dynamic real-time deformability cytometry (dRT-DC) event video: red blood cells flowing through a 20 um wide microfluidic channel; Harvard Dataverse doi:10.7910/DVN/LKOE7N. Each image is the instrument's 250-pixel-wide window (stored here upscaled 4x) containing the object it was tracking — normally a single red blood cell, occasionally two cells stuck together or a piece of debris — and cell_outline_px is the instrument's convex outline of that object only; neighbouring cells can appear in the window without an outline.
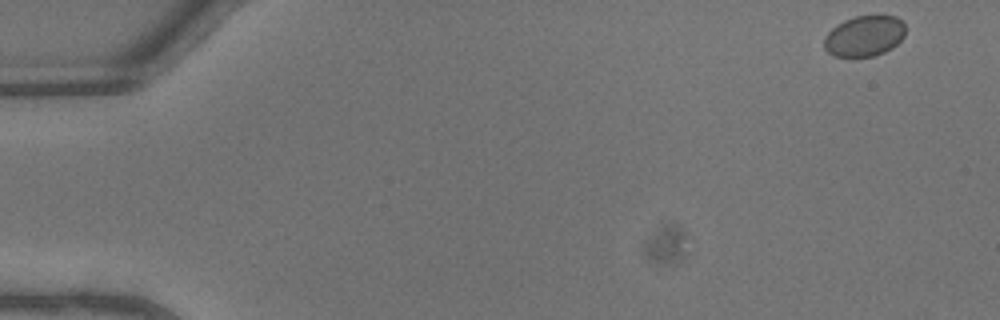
{"species": "common noctule bat (a hibernating species)", "species_latin": "Nyctalus noctula", "temperature_condition": "warm", "stored_images_in_passage": 11, "camera_frame_rate_fps": 3000, "um_per_image_px": 0.085, "animal": {"sex": "male", "body_mass_g": 13.3}, "frame": {"image": 1, "passage_image": 1, "time_ms": 0.0, "image_size_px": [1000, 320], "cell_outline_px": [[904, 36], [892, 48], [876, 56], [832, 56], [824, 48], [824, 36], [836, 24], [844, 20], [856, 16], [896, 16], [904, 24]], "centroid_in_image_um": [73.44, 3.06], "position_along_channel_um": 11.6, "area_um2": 19.25}}